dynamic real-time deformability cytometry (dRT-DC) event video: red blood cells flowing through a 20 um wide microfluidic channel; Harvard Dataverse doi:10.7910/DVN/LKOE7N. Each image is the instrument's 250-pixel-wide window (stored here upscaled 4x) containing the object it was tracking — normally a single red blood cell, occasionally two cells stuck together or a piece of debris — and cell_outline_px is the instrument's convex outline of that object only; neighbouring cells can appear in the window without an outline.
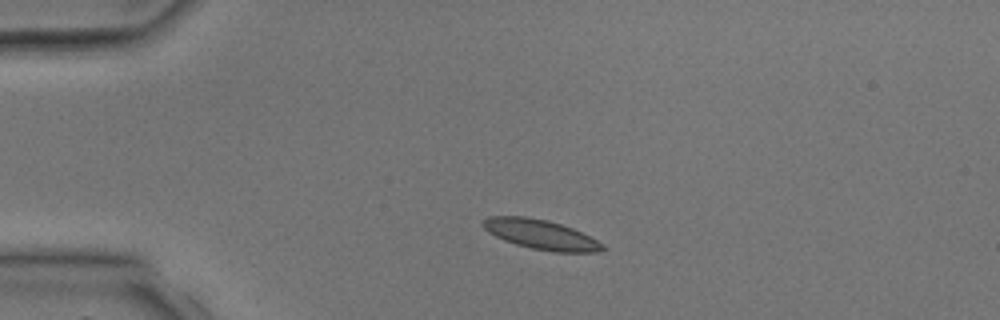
{"species": "common noctule bat (a hibernating species)", "species_latin": "Nyctalus noctula", "temperature_condition": "room temperature", "stored_images_in_passage": 3, "camera_frame_rate_fps": 3000, "um_per_image_px": 0.085, "animal": {"sex": "male", "body_mass_g": 17.9, "forearm_length_mm": 54.2}, "frame": {"image": 1, "passage_image": 1, "time_ms": 0.0, "image_size_px": [1000, 320], "cell_outline_px": [[608, 248], [600, 252], [552, 252], [532, 248], [516, 244], [504, 240], [488, 232], [480, 224], [480, 220], [488, 216], [524, 216], [548, 220], [572, 228], [604, 244]], "centroid_in_image_um": [45.95, 19.93], "position_along_channel_um": 39.1, "area_um2": 20.75}}